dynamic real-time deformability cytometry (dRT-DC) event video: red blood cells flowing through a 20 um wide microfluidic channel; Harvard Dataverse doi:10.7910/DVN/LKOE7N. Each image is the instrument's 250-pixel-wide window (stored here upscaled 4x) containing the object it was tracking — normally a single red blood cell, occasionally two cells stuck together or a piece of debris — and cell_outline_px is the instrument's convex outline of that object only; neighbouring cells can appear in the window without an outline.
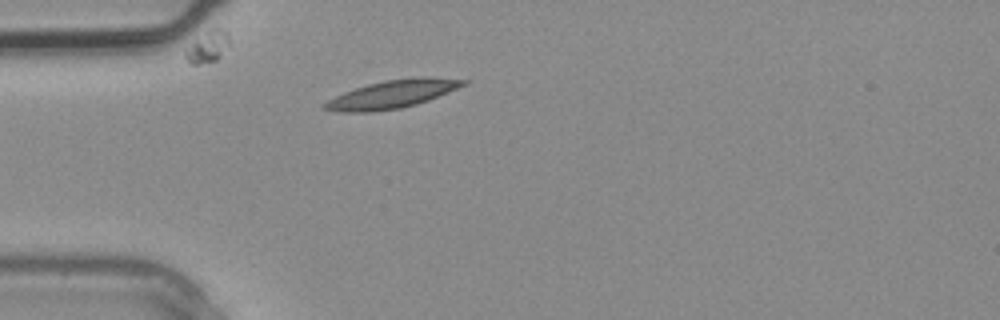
{"species": "common noctule bat (a hibernating species)", "species_latin": "Nyctalus noctula", "temperature_condition": "warm", "stored_images_in_passage": 1, "camera_frame_rate_fps": 3000, "um_per_image_px": 0.085, "animal": {"sex": "male", "body_mass_g": 20.4}, "frame": {"image": 1, "passage_image": 1, "time_ms": 0.0, "image_size_px": [1000, 320], "cell_outline_px": [[468, 84], [428, 100], [416, 104], [400, 108], [372, 112], [340, 112], [320, 108], [320, 104], [344, 92], [368, 84], [384, 80], [424, 76], [432, 76], [468, 80]], "centroid_in_image_um": [33.34, 8.0], "position_along_channel_um": 51.7, "area_um2": 22.77}}